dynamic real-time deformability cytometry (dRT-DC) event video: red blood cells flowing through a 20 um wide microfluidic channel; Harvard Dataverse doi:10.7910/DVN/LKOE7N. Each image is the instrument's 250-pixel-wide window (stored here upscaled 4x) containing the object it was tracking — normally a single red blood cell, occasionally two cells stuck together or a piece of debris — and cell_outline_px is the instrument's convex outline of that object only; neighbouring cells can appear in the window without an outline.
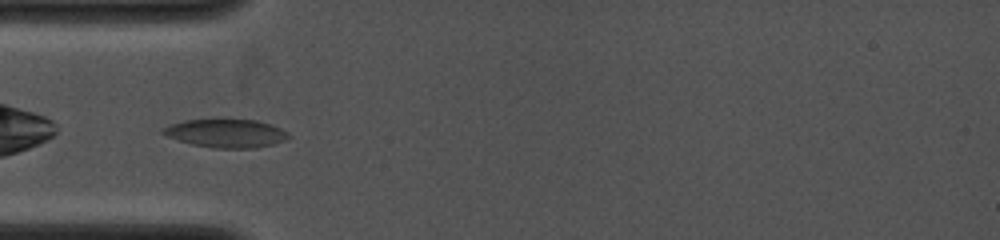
{"species": "common noctule bat (a hibernating species)", "species_latin": "Nyctalus noctula", "temperature_condition": "cold", "stored_images_in_passage": 16, "camera_frame_rate_fps": 4000, "um_per_image_px": 0.085, "animal": {"sex": "female", "body_mass_g": 19.0, "forearm_length_mm": 53.3}, "frame": {"image": 1, "passage_image": 1, "time_ms": 0.0, "image_size_px": [1000, 240], "cell_outline_px": [[292, 136], [284, 140], [272, 144], [252, 148], [212, 148], [192, 144], [168, 136], [160, 132], [160, 128], [168, 124], [184, 120], [224, 116], [256, 120], [272, 124], [288, 132]], "centroid_in_image_um": [19.18, 11.27], "position_along_channel_um": 65.8, "area_um2": 21.73}}
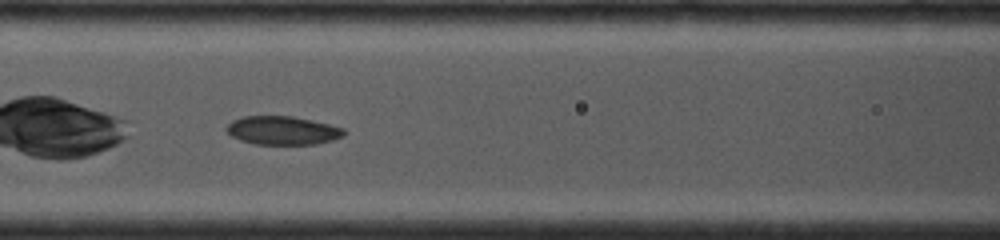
{"frame": {"image": 2, "passage_image": 5, "time_ms": 1.75, "image_size_px": [1000, 240], "cell_outline_px": [[348, 132], [344, 136], [332, 140], [316, 144], [256, 144], [240, 140], [232, 136], [224, 128], [232, 120], [244, 116], [292, 116], [312, 120], [344, 128]], "centroid_in_image_um": [24.03, 11.08], "position_along_channel_um": 142.6, "area_um2": 19.59}}
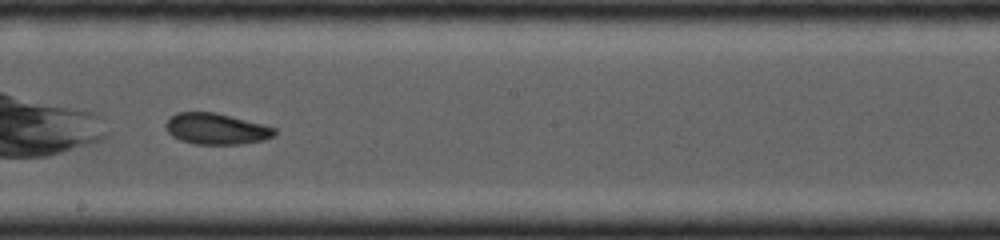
{"frame": {"image": 3, "passage_image": 10, "time_ms": 3.75, "image_size_px": [1000, 240], "cell_outline_px": [[276, 136], [264, 140], [240, 144], [196, 144], [180, 140], [172, 136], [164, 128], [164, 124], [176, 112], [216, 112], [264, 124], [276, 128]], "centroid_in_image_um": [18.4, 10.95], "position_along_channel_um": 229.8, "area_um2": 19.94}}